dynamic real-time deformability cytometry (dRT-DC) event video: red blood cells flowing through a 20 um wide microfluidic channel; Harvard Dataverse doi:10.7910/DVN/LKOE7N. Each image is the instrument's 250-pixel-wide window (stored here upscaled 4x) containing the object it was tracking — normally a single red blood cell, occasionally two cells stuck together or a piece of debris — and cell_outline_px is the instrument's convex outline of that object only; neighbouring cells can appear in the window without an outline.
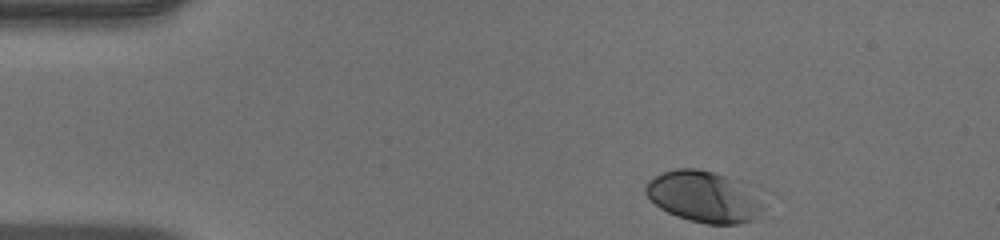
{"species": "human", "species_latin": "Homo sapiens", "temperature_condition": "warm", "stored_images_in_passage": 38, "camera_frame_rate_fps": 3000, "um_per_image_px": 0.085, "donor": {"sex": "male"}, "frame": {"image": 1, "passage_image": 1, "time_ms": 0.0, "image_size_px": [1000, 240], "cell_outline_px": [[764, 208], [756, 220], [736, 224], [708, 224], [688, 220], [676, 216], [660, 208], [644, 192], [644, 188], [648, 180], [664, 172], [676, 168], [696, 168], [712, 172], [740, 180], [752, 184]], "centroid_in_image_um": [59.89, 16.71], "position_along_channel_um": 25.1, "area_um2": 35.66}}
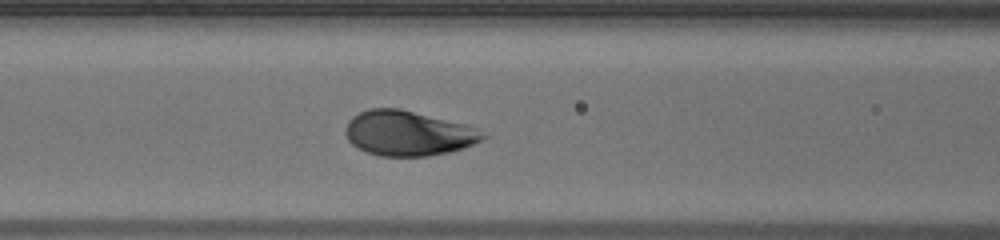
{"frame": {"image": 2, "passage_image": 15, "time_ms": 4.667, "image_size_px": [1000, 240], "cell_outline_px": [[492, 136], [464, 148], [448, 152], [428, 156], [380, 156], [368, 152], [352, 144], [348, 140], [344, 132], [344, 128], [348, 120], [352, 116], [368, 108], [400, 108], [464, 124], [476, 128]], "centroid_in_image_um": [34.7, 11.32], "position_along_channel_um": 131.9, "area_um2": 36.18}}
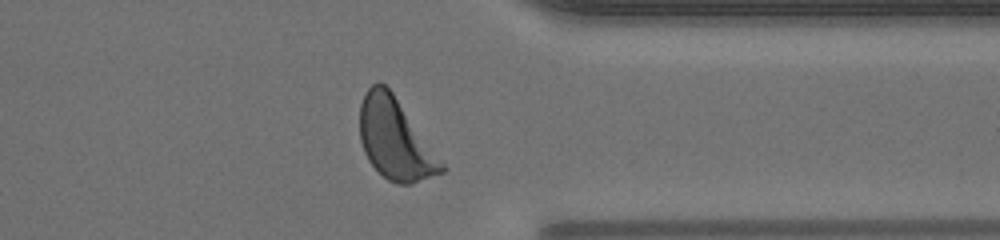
{"frame": {"image": 3, "passage_image": 34, "time_ms": 11.0, "image_size_px": [1000, 240], "cell_outline_px": [[448, 168], [444, 172], [412, 184], [396, 184], [388, 180], [368, 160], [364, 152], [360, 140], [360, 104], [364, 92], [372, 84], [380, 80], [392, 92]], "centroid_in_image_um": [33.59, 11.83], "position_along_channel_um": 377.8, "area_um2": 38.44}, "authors_computed_cell_mechanics": {"area_um2": 36.1828, "velocity_mm_per_s": 3.9621, "shape_relaxation_time_tau1_ms": 2.5285, "shape_relaxation_time_tau2_ms": null, "deformation_change_tau1": 0.1547, "deformation_change_tau2": null}}